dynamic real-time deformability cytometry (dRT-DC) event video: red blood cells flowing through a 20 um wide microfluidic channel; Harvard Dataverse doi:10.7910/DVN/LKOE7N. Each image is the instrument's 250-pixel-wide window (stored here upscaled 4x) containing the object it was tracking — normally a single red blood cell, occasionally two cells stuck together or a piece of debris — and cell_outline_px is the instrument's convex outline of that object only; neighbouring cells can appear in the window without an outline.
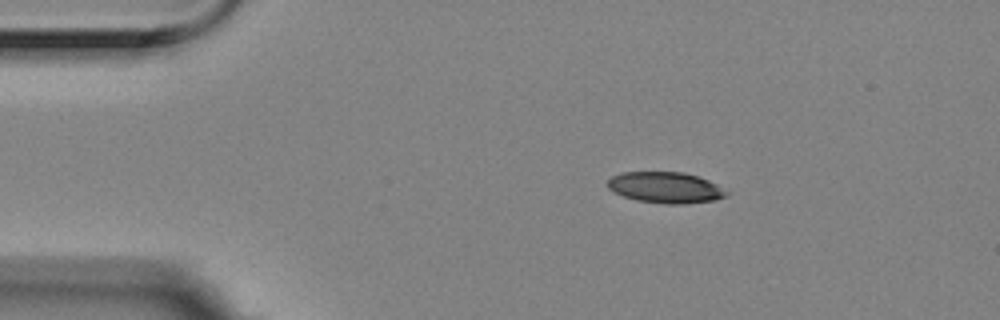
{"species": "Egyptian fruit bat (a non-hibernating species)", "species_latin": "Rousettus aegyptiacus", "temperature_condition": "room temperature", "stored_images_in_passage": 6, "camera_frame_rate_fps": 3000, "um_per_image_px": 0.085, "animal": {"sex": "female"}, "frame": {"image": 1, "passage_image": 1, "time_ms": 0.0, "image_size_px": [1000, 320], "cell_outline_px": [[728, 196], [716, 200], [684, 204], [668, 204], [636, 200], [624, 196], [608, 188], [608, 180], [612, 176], [624, 172], [684, 172], [708, 180], [716, 184], [728, 192]], "centroid_in_image_um": [56.59, 15.94], "position_along_channel_um": 28.4, "area_um2": 21.39}}
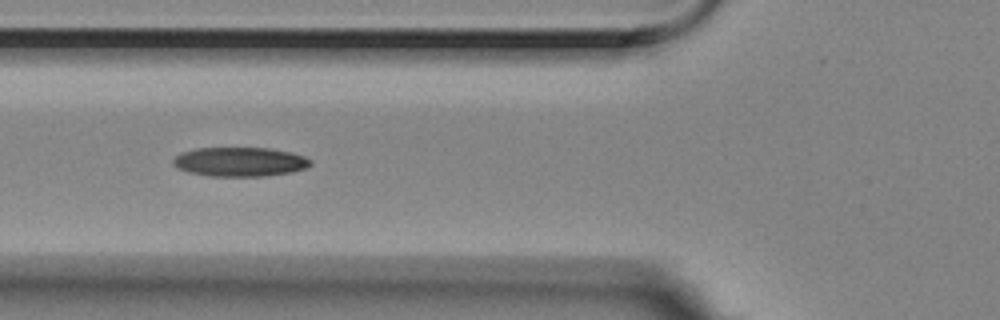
{"frame": {"image": 2, "passage_image": 4, "time_ms": 1.0, "image_size_px": [1000, 320], "cell_outline_px": [[312, 164], [304, 168], [292, 172], [264, 176], [208, 176], [188, 172], [176, 168], [172, 164], [172, 160], [180, 152], [196, 148], [268, 148], [292, 152], [304, 156], [312, 160]], "centroid_in_image_um": [20.36, 13.75], "position_along_channel_um": 105.4, "area_um2": 23.58}}
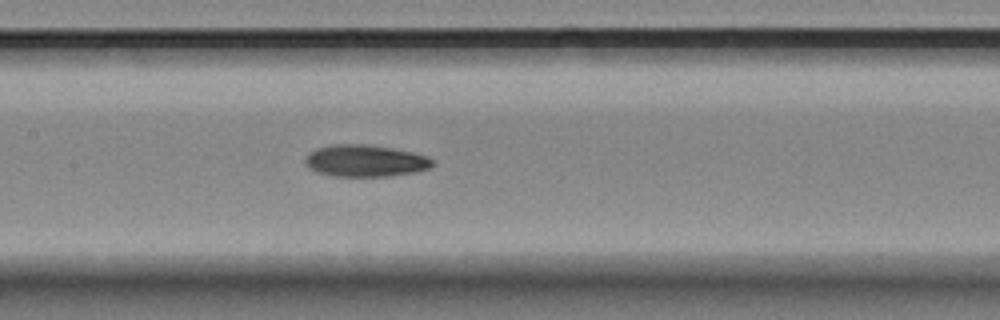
{"frame": {"image": 3, "passage_image": 6, "time_ms": 1.667, "image_size_px": [1000, 320], "cell_outline_px": [[436, 164], [428, 168], [416, 172], [388, 176], [332, 176], [316, 172], [308, 168], [304, 164], [304, 160], [316, 148], [336, 144], [364, 144], [392, 148], [412, 152], [428, 156]], "centroid_in_image_um": [31.05, 13.67], "position_along_channel_um": 176.4, "area_um2": 23.64}}